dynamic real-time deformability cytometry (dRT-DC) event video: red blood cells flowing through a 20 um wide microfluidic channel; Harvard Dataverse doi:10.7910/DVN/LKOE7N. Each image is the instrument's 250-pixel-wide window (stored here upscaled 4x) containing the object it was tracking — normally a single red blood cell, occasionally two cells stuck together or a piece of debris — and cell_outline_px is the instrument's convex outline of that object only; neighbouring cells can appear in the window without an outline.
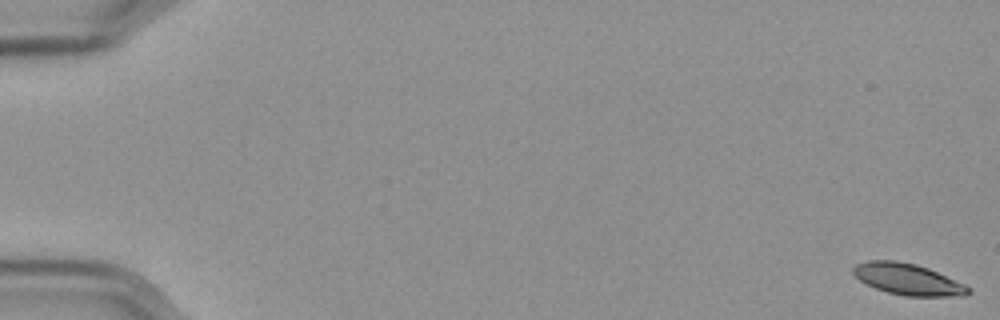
{"species": "Egyptian fruit bat (a non-hibernating species)", "species_latin": "Rousettus aegyptiacus", "temperature_condition": "cold", "stored_images_in_passage": 58, "camera_frame_rate_fps": 3000, "um_per_image_px": 0.085, "frame": {"image": 1, "passage_image": 1, "time_ms": 0.0, "image_size_px": [1000, 320], "cell_outline_px": [[972, 292], [964, 296], [904, 296], [888, 292], [876, 288], [860, 280], [852, 272], [852, 268], [856, 264], [868, 260], [896, 260], [916, 264], [928, 268], [964, 284], [972, 288]], "centroid_in_image_um": [77.18, 23.73], "position_along_channel_um": 7.8, "area_um2": 20.98}}
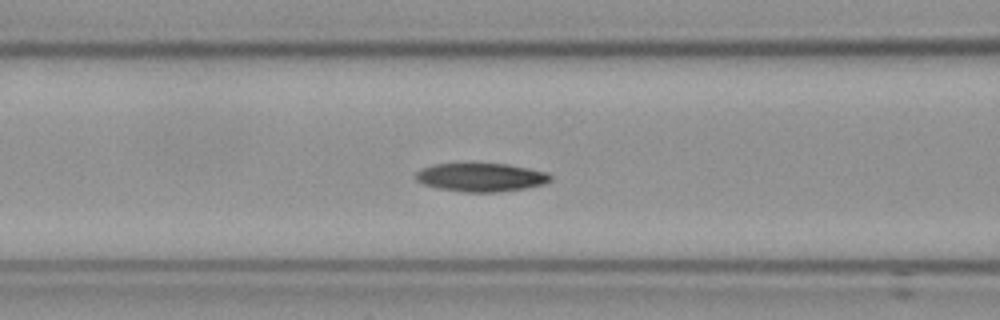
{"frame": {"image": 2, "passage_image": 25, "time_ms": 8.0, "image_size_px": [1000, 320], "cell_outline_px": [[552, 180], [544, 184], [528, 188], [496, 192], [464, 192], [436, 188], [424, 184], [416, 180], [416, 172], [420, 168], [432, 164], [508, 164], [548, 172], [552, 176]], "centroid_in_image_um": [40.9, 15.07], "position_along_channel_um": 125.7, "area_um2": 22.48}}
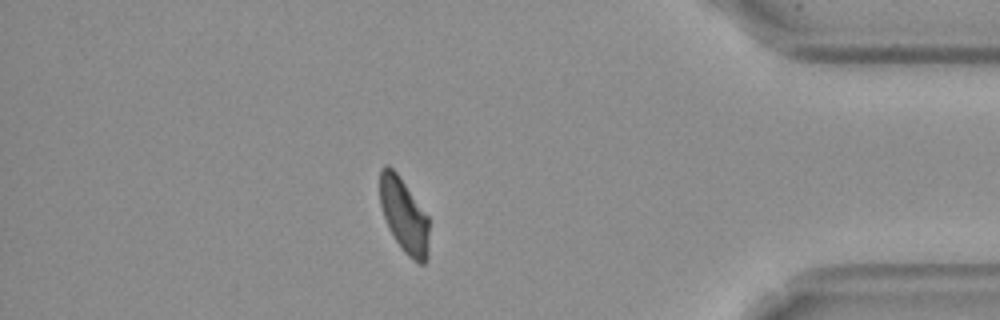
{"frame": {"image": 3, "passage_image": 51, "time_ms": 16.667, "image_size_px": [1000, 320], "cell_outline_px": [[428, 260], [424, 264], [420, 264], [412, 260], [400, 248], [388, 228], [380, 204], [380, 168], [384, 164], [388, 164], [396, 172], [428, 216]], "centroid_in_image_um": [34.33, 18.34], "position_along_channel_um": 400.9, "area_um2": 21.39}, "authors_computed_cell_mechanics": {"area_um2": 22.253, "velocity_mm_per_s": 3.5601, "shape_relaxation_time_tau1_ms": 9.2901, "shape_relaxation_time_tau2_ms": null, "deformation_change_tau1": 0.1912, "deformation_change_tau2": null}}